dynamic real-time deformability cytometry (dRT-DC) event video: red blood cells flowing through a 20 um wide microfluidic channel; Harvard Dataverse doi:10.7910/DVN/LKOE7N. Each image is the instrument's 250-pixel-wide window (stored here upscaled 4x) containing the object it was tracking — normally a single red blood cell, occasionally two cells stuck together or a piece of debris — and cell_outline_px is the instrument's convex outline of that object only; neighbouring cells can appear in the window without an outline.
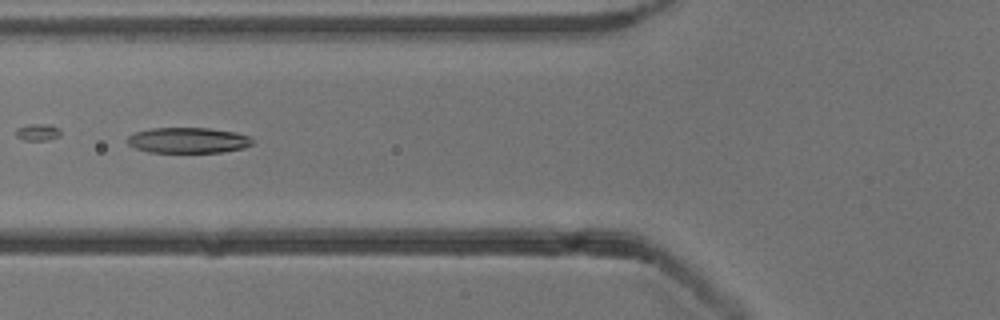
{"species": "common noctule bat (a hibernating species)", "species_latin": "Nyctalus noctula", "temperature_condition": "cold", "stored_images_in_passage": 6, "camera_frame_rate_fps": 3000, "um_per_image_px": 0.085, "animal": {"sex": "male", "body_mass_g": 13.3}, "frame": {"image": 1, "passage_image": 6, "time_ms": 6.667, "image_size_px": [1000, 320], "cell_outline_px": [[252, 144], [244, 148], [220, 152], [148, 152], [136, 148], [128, 144], [124, 140], [128, 136], [136, 132], [152, 128], [208, 128], [236, 132], [248, 136], [252, 140]], "centroid_in_image_um": [15.96, 11.92], "position_along_channel_um": 109.8, "area_um2": 18.61}}